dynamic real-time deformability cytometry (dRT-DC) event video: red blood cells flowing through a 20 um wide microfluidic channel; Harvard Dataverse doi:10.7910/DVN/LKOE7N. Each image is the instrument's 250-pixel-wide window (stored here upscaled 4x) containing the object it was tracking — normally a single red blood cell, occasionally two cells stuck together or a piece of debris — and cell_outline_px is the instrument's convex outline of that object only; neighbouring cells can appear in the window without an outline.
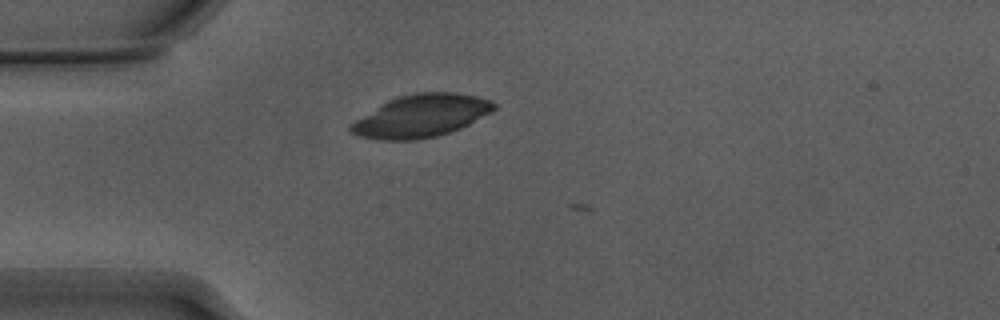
{"species": "Egyptian fruit bat (a non-hibernating species)", "species_latin": "Rousettus aegyptiacus", "temperature_condition": "warm", "stored_images_in_passage": 9, "camera_frame_rate_fps": 3000, "um_per_image_px": 0.085, "animal": {"sex": "male"}, "frame": {"image": 1, "passage_image": 7, "time_ms": 2.0, "image_size_px": [1000, 320], "cell_outline_px": [[496, 108], [492, 112], [460, 128], [436, 136], [416, 140], [380, 140], [356, 136], [348, 132], [348, 124], [388, 100], [396, 96], [416, 92], [456, 92], [476, 96], [492, 100], [496, 104]], "centroid_in_image_um": [35.76, 9.85], "position_along_channel_um": 49.2, "area_um2": 35.78}}